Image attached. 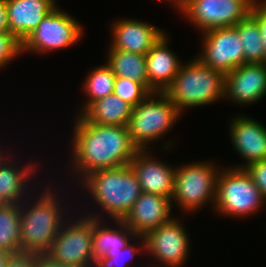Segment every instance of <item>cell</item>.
Segmentation results:
<instances>
[{
  "instance_id": "cell-8",
  "label": "cell",
  "mask_w": 266,
  "mask_h": 267,
  "mask_svg": "<svg viewBox=\"0 0 266 267\" xmlns=\"http://www.w3.org/2000/svg\"><path fill=\"white\" fill-rule=\"evenodd\" d=\"M74 219L63 222L46 254L68 266L93 267V217L83 214Z\"/></svg>"
},
{
  "instance_id": "cell-20",
  "label": "cell",
  "mask_w": 266,
  "mask_h": 267,
  "mask_svg": "<svg viewBox=\"0 0 266 267\" xmlns=\"http://www.w3.org/2000/svg\"><path fill=\"white\" fill-rule=\"evenodd\" d=\"M91 215L86 212L85 215L93 217V237H92V252H93V267L95 262L102 257H112V253L121 251L133 239H137V235L122 221L113 220L117 228L107 226L101 218V214ZM102 219V220H101ZM110 227V228H109ZM131 239V240H130Z\"/></svg>"
},
{
  "instance_id": "cell-3",
  "label": "cell",
  "mask_w": 266,
  "mask_h": 267,
  "mask_svg": "<svg viewBox=\"0 0 266 267\" xmlns=\"http://www.w3.org/2000/svg\"><path fill=\"white\" fill-rule=\"evenodd\" d=\"M82 188L90 194L110 220H122L142 194L141 186L130 165L101 169L85 176Z\"/></svg>"
},
{
  "instance_id": "cell-35",
  "label": "cell",
  "mask_w": 266,
  "mask_h": 267,
  "mask_svg": "<svg viewBox=\"0 0 266 267\" xmlns=\"http://www.w3.org/2000/svg\"><path fill=\"white\" fill-rule=\"evenodd\" d=\"M163 1H168V0H163ZM168 2L169 3L171 2V5H174L175 9L181 12L185 8L188 0H169Z\"/></svg>"
},
{
  "instance_id": "cell-37",
  "label": "cell",
  "mask_w": 266,
  "mask_h": 267,
  "mask_svg": "<svg viewBox=\"0 0 266 267\" xmlns=\"http://www.w3.org/2000/svg\"><path fill=\"white\" fill-rule=\"evenodd\" d=\"M2 147V145H0ZM0 147V165L10 156L8 155V153L3 152V148L1 149Z\"/></svg>"
},
{
  "instance_id": "cell-5",
  "label": "cell",
  "mask_w": 266,
  "mask_h": 267,
  "mask_svg": "<svg viewBox=\"0 0 266 267\" xmlns=\"http://www.w3.org/2000/svg\"><path fill=\"white\" fill-rule=\"evenodd\" d=\"M182 114L164 92L150 93L136 107L127 123L132 143L139 150H150L151 142L163 138Z\"/></svg>"
},
{
  "instance_id": "cell-29",
  "label": "cell",
  "mask_w": 266,
  "mask_h": 267,
  "mask_svg": "<svg viewBox=\"0 0 266 267\" xmlns=\"http://www.w3.org/2000/svg\"><path fill=\"white\" fill-rule=\"evenodd\" d=\"M17 55H22L21 42L9 32H0V69L6 68Z\"/></svg>"
},
{
  "instance_id": "cell-11",
  "label": "cell",
  "mask_w": 266,
  "mask_h": 267,
  "mask_svg": "<svg viewBox=\"0 0 266 267\" xmlns=\"http://www.w3.org/2000/svg\"><path fill=\"white\" fill-rule=\"evenodd\" d=\"M173 218L158 228L147 232L144 236V251L147 252L159 266L181 267L188 259L190 242L186 227Z\"/></svg>"
},
{
  "instance_id": "cell-34",
  "label": "cell",
  "mask_w": 266,
  "mask_h": 267,
  "mask_svg": "<svg viewBox=\"0 0 266 267\" xmlns=\"http://www.w3.org/2000/svg\"><path fill=\"white\" fill-rule=\"evenodd\" d=\"M0 32H9L6 0H0Z\"/></svg>"
},
{
  "instance_id": "cell-28",
  "label": "cell",
  "mask_w": 266,
  "mask_h": 267,
  "mask_svg": "<svg viewBox=\"0 0 266 267\" xmlns=\"http://www.w3.org/2000/svg\"><path fill=\"white\" fill-rule=\"evenodd\" d=\"M137 241H140L139 243H141L137 244V246L141 245L139 248L131 245L132 243L129 242L121 251L112 253V257H102L97 260L94 267H129L130 264L128 262L130 261L133 263L132 259L136 253L145 250L143 236H137Z\"/></svg>"
},
{
  "instance_id": "cell-15",
  "label": "cell",
  "mask_w": 266,
  "mask_h": 267,
  "mask_svg": "<svg viewBox=\"0 0 266 267\" xmlns=\"http://www.w3.org/2000/svg\"><path fill=\"white\" fill-rule=\"evenodd\" d=\"M149 152L151 151L139 150L129 165L136 174L142 192L171 199L174 190L176 167L158 160Z\"/></svg>"
},
{
  "instance_id": "cell-16",
  "label": "cell",
  "mask_w": 266,
  "mask_h": 267,
  "mask_svg": "<svg viewBox=\"0 0 266 267\" xmlns=\"http://www.w3.org/2000/svg\"><path fill=\"white\" fill-rule=\"evenodd\" d=\"M171 211L170 198L142 192L122 221L137 236H144L147 232L169 222L173 218Z\"/></svg>"
},
{
  "instance_id": "cell-4",
  "label": "cell",
  "mask_w": 266,
  "mask_h": 267,
  "mask_svg": "<svg viewBox=\"0 0 266 267\" xmlns=\"http://www.w3.org/2000/svg\"><path fill=\"white\" fill-rule=\"evenodd\" d=\"M186 63L164 91L181 114L185 109L224 99L225 75L222 72L208 67L198 57Z\"/></svg>"
},
{
  "instance_id": "cell-27",
  "label": "cell",
  "mask_w": 266,
  "mask_h": 267,
  "mask_svg": "<svg viewBox=\"0 0 266 267\" xmlns=\"http://www.w3.org/2000/svg\"><path fill=\"white\" fill-rule=\"evenodd\" d=\"M113 93L132 107H136L150 94L141 83L123 77H116Z\"/></svg>"
},
{
  "instance_id": "cell-32",
  "label": "cell",
  "mask_w": 266,
  "mask_h": 267,
  "mask_svg": "<svg viewBox=\"0 0 266 267\" xmlns=\"http://www.w3.org/2000/svg\"><path fill=\"white\" fill-rule=\"evenodd\" d=\"M38 254L32 252H23L10 254L6 267H36Z\"/></svg>"
},
{
  "instance_id": "cell-9",
  "label": "cell",
  "mask_w": 266,
  "mask_h": 267,
  "mask_svg": "<svg viewBox=\"0 0 266 267\" xmlns=\"http://www.w3.org/2000/svg\"><path fill=\"white\" fill-rule=\"evenodd\" d=\"M70 13L56 7L21 43V52L39 55L71 47L82 38L83 27Z\"/></svg>"
},
{
  "instance_id": "cell-14",
  "label": "cell",
  "mask_w": 266,
  "mask_h": 267,
  "mask_svg": "<svg viewBox=\"0 0 266 267\" xmlns=\"http://www.w3.org/2000/svg\"><path fill=\"white\" fill-rule=\"evenodd\" d=\"M112 41L108 50L146 55L165 34L164 30L138 19H118L111 24Z\"/></svg>"
},
{
  "instance_id": "cell-26",
  "label": "cell",
  "mask_w": 266,
  "mask_h": 267,
  "mask_svg": "<svg viewBox=\"0 0 266 267\" xmlns=\"http://www.w3.org/2000/svg\"><path fill=\"white\" fill-rule=\"evenodd\" d=\"M234 27L242 40L244 63L265 62L264 46L257 21L249 15Z\"/></svg>"
},
{
  "instance_id": "cell-1",
  "label": "cell",
  "mask_w": 266,
  "mask_h": 267,
  "mask_svg": "<svg viewBox=\"0 0 266 267\" xmlns=\"http://www.w3.org/2000/svg\"><path fill=\"white\" fill-rule=\"evenodd\" d=\"M74 123L69 165L75 171L71 176L75 173L76 178L77 174L79 183L94 171L128 165L139 151L131 141L127 126L94 124L80 114Z\"/></svg>"
},
{
  "instance_id": "cell-30",
  "label": "cell",
  "mask_w": 266,
  "mask_h": 267,
  "mask_svg": "<svg viewBox=\"0 0 266 267\" xmlns=\"http://www.w3.org/2000/svg\"><path fill=\"white\" fill-rule=\"evenodd\" d=\"M253 183L266 199V159L255 161L244 167Z\"/></svg>"
},
{
  "instance_id": "cell-36",
  "label": "cell",
  "mask_w": 266,
  "mask_h": 267,
  "mask_svg": "<svg viewBox=\"0 0 266 267\" xmlns=\"http://www.w3.org/2000/svg\"><path fill=\"white\" fill-rule=\"evenodd\" d=\"M10 256V253H8L5 250L0 249V267H6L7 260Z\"/></svg>"
},
{
  "instance_id": "cell-2",
  "label": "cell",
  "mask_w": 266,
  "mask_h": 267,
  "mask_svg": "<svg viewBox=\"0 0 266 267\" xmlns=\"http://www.w3.org/2000/svg\"><path fill=\"white\" fill-rule=\"evenodd\" d=\"M46 186L41 194L39 191V196L36 194L34 201L27 198L20 204V251L46 254L66 216L70 215L61 203L62 198L57 197L58 190Z\"/></svg>"
},
{
  "instance_id": "cell-12",
  "label": "cell",
  "mask_w": 266,
  "mask_h": 267,
  "mask_svg": "<svg viewBox=\"0 0 266 267\" xmlns=\"http://www.w3.org/2000/svg\"><path fill=\"white\" fill-rule=\"evenodd\" d=\"M202 35L203 49L197 57L205 65L226 75L244 64L242 40L234 26L212 29Z\"/></svg>"
},
{
  "instance_id": "cell-10",
  "label": "cell",
  "mask_w": 266,
  "mask_h": 267,
  "mask_svg": "<svg viewBox=\"0 0 266 267\" xmlns=\"http://www.w3.org/2000/svg\"><path fill=\"white\" fill-rule=\"evenodd\" d=\"M256 0H188L180 12L201 34L216 28L233 27L246 19Z\"/></svg>"
},
{
  "instance_id": "cell-25",
  "label": "cell",
  "mask_w": 266,
  "mask_h": 267,
  "mask_svg": "<svg viewBox=\"0 0 266 267\" xmlns=\"http://www.w3.org/2000/svg\"><path fill=\"white\" fill-rule=\"evenodd\" d=\"M116 76L105 63L93 68L92 71L85 77L83 82V90L87 95V102H84L81 114L92 102L104 98L113 93Z\"/></svg>"
},
{
  "instance_id": "cell-7",
  "label": "cell",
  "mask_w": 266,
  "mask_h": 267,
  "mask_svg": "<svg viewBox=\"0 0 266 267\" xmlns=\"http://www.w3.org/2000/svg\"><path fill=\"white\" fill-rule=\"evenodd\" d=\"M266 199L244 168L226 167L217 179L214 211L222 216L241 218L261 210Z\"/></svg>"
},
{
  "instance_id": "cell-31",
  "label": "cell",
  "mask_w": 266,
  "mask_h": 267,
  "mask_svg": "<svg viewBox=\"0 0 266 267\" xmlns=\"http://www.w3.org/2000/svg\"><path fill=\"white\" fill-rule=\"evenodd\" d=\"M250 15L259 25L266 62V0H256L252 6Z\"/></svg>"
},
{
  "instance_id": "cell-19",
  "label": "cell",
  "mask_w": 266,
  "mask_h": 267,
  "mask_svg": "<svg viewBox=\"0 0 266 267\" xmlns=\"http://www.w3.org/2000/svg\"><path fill=\"white\" fill-rule=\"evenodd\" d=\"M168 34L150 49L146 56V74L148 78V91L164 92L173 82L181 65L178 56L169 49Z\"/></svg>"
},
{
  "instance_id": "cell-18",
  "label": "cell",
  "mask_w": 266,
  "mask_h": 267,
  "mask_svg": "<svg viewBox=\"0 0 266 267\" xmlns=\"http://www.w3.org/2000/svg\"><path fill=\"white\" fill-rule=\"evenodd\" d=\"M55 0H6L9 33L21 43L58 5Z\"/></svg>"
},
{
  "instance_id": "cell-6",
  "label": "cell",
  "mask_w": 266,
  "mask_h": 267,
  "mask_svg": "<svg viewBox=\"0 0 266 267\" xmlns=\"http://www.w3.org/2000/svg\"><path fill=\"white\" fill-rule=\"evenodd\" d=\"M214 162L197 161L177 166L174 179L173 202L187 213H193L205 206L208 201L214 208L217 179L221 166Z\"/></svg>"
},
{
  "instance_id": "cell-23",
  "label": "cell",
  "mask_w": 266,
  "mask_h": 267,
  "mask_svg": "<svg viewBox=\"0 0 266 267\" xmlns=\"http://www.w3.org/2000/svg\"><path fill=\"white\" fill-rule=\"evenodd\" d=\"M106 64L116 77L141 83L148 90L146 56L123 50H108Z\"/></svg>"
},
{
  "instance_id": "cell-24",
  "label": "cell",
  "mask_w": 266,
  "mask_h": 267,
  "mask_svg": "<svg viewBox=\"0 0 266 267\" xmlns=\"http://www.w3.org/2000/svg\"><path fill=\"white\" fill-rule=\"evenodd\" d=\"M0 249L10 254L20 252V205L0 206Z\"/></svg>"
},
{
  "instance_id": "cell-22",
  "label": "cell",
  "mask_w": 266,
  "mask_h": 267,
  "mask_svg": "<svg viewBox=\"0 0 266 267\" xmlns=\"http://www.w3.org/2000/svg\"><path fill=\"white\" fill-rule=\"evenodd\" d=\"M132 106L114 93L92 102L80 115L98 125L127 126Z\"/></svg>"
},
{
  "instance_id": "cell-21",
  "label": "cell",
  "mask_w": 266,
  "mask_h": 267,
  "mask_svg": "<svg viewBox=\"0 0 266 267\" xmlns=\"http://www.w3.org/2000/svg\"><path fill=\"white\" fill-rule=\"evenodd\" d=\"M12 157L13 156L10 155V157L0 165V202L2 205H20L22 201L25 200L26 196L28 198L30 196L32 199L31 195H33H29L30 189L28 190V188L29 185L31 187V184L28 183H30L29 181H31L37 173L36 170L38 168L35 167L37 164L30 161V163H25V166H17L15 163L16 161H12Z\"/></svg>"
},
{
  "instance_id": "cell-13",
  "label": "cell",
  "mask_w": 266,
  "mask_h": 267,
  "mask_svg": "<svg viewBox=\"0 0 266 267\" xmlns=\"http://www.w3.org/2000/svg\"><path fill=\"white\" fill-rule=\"evenodd\" d=\"M266 95V62L244 63L225 75L224 100L250 105Z\"/></svg>"
},
{
  "instance_id": "cell-17",
  "label": "cell",
  "mask_w": 266,
  "mask_h": 267,
  "mask_svg": "<svg viewBox=\"0 0 266 267\" xmlns=\"http://www.w3.org/2000/svg\"><path fill=\"white\" fill-rule=\"evenodd\" d=\"M237 116V117H236ZM230 120L229 131L232 146L246 163L233 168L266 159V128L257 120L245 115H236Z\"/></svg>"
},
{
  "instance_id": "cell-33",
  "label": "cell",
  "mask_w": 266,
  "mask_h": 267,
  "mask_svg": "<svg viewBox=\"0 0 266 267\" xmlns=\"http://www.w3.org/2000/svg\"><path fill=\"white\" fill-rule=\"evenodd\" d=\"M36 267H78V266H68L61 262L53 260L47 254H38L36 260Z\"/></svg>"
}]
</instances>
